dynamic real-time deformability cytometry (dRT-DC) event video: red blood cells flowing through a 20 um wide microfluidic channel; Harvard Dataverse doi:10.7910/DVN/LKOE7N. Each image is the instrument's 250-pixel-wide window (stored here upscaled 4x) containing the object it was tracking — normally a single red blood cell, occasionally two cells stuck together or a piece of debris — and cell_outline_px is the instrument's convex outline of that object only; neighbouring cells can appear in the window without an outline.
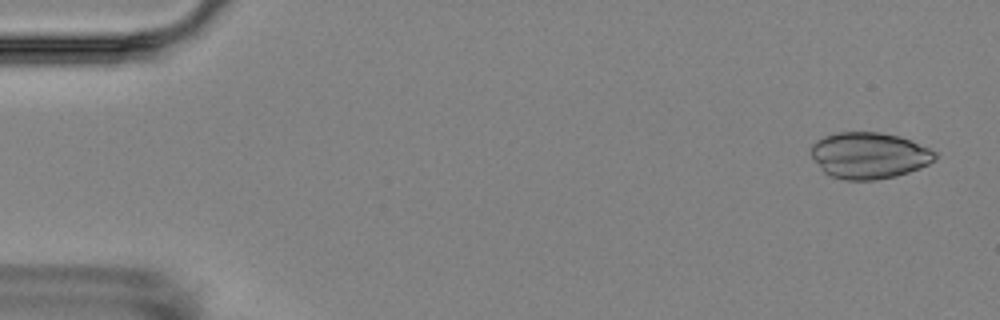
{"species": "Egyptian fruit bat (a non-hibernating species)", "species_latin": "Rousettus aegyptiacus", "temperature_condition": "room temperature", "stored_images_in_passage": 5, "camera_frame_rate_fps": 3000, "um_per_image_px": 0.085, "animal": {"sex": "female"}, "frame": {"image": 1, "passage_image": 1, "time_ms": 0.0, "image_size_px": [1000, 320], "cell_outline_px": [[940, 156], [936, 160], [920, 168], [896, 176], [876, 180], [844, 180], [832, 176], [824, 172], [820, 168], [808, 152], [812, 144], [816, 140], [824, 136], [836, 132], [880, 132], [900, 136], [928, 148], [936, 152]], "centroid_in_image_um": [73.86, 13.21], "position_along_channel_um": 11.1, "area_um2": 33.81}}